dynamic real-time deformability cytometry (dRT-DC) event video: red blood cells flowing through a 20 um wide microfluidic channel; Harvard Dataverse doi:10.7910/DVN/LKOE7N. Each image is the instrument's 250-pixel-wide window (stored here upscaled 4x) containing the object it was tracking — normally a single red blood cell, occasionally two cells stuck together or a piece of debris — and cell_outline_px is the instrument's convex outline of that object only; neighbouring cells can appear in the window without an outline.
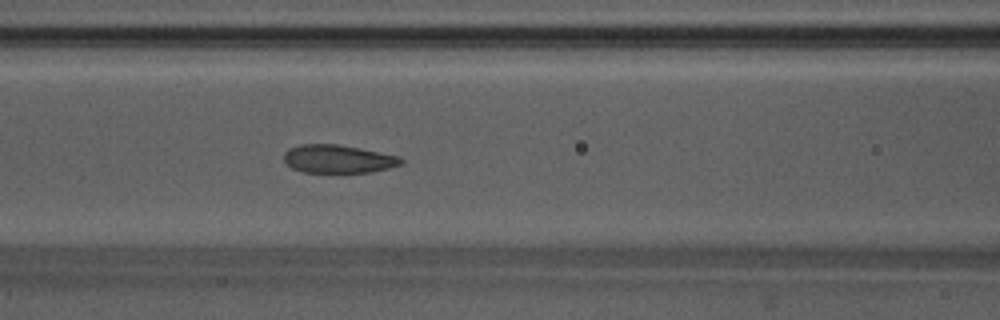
{"species": "Egyptian fruit bat (a non-hibernating species)", "species_latin": "Rousettus aegyptiacus", "temperature_condition": "warm", "stored_images_in_passage": 54, "camera_frame_rate_fps": 3000, "um_per_image_px": 0.085, "animal": {"sex": "male"}, "frame": {"image": 1, "passage_image": 21, "time_ms": 6.667, "image_size_px": [1000, 320], "cell_outline_px": [[404, 164], [372, 172], [304, 172], [292, 168], [284, 160], [284, 152], [288, 148], [300, 144], [336, 144], [360, 148], [400, 156], [404, 160]], "centroid_in_image_um": [28.76, 13.5], "position_along_channel_um": 137.8, "area_um2": 19.31}}
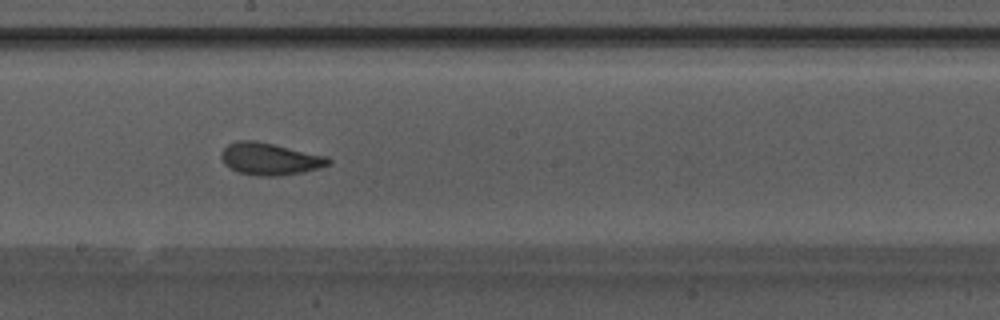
{"frame": {"image": 2, "passage_image": 28, "time_ms": 9.0, "image_size_px": [1000, 320], "cell_outline_px": [[332, 164], [320, 168], [280, 176], [256, 176], [240, 172], [224, 164], [220, 156], [220, 152], [228, 144], [236, 140], [256, 140], [328, 156], [332, 160]], "centroid_in_image_um": [22.96, 13.5], "position_along_channel_um": 225.2, "area_um2": 20.23}}
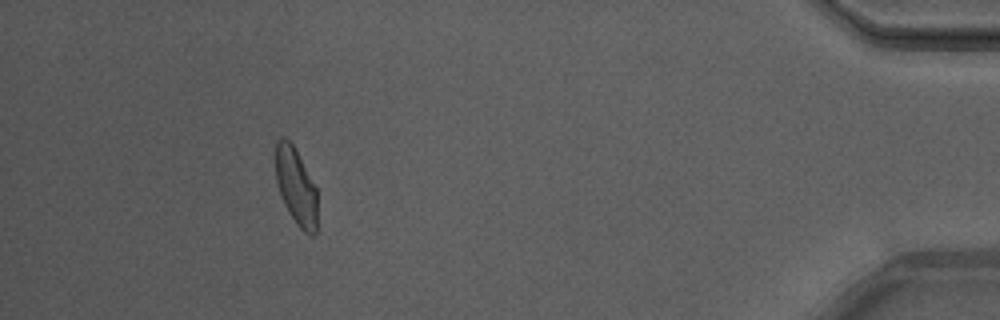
{"frame": {"image": 3, "passage_image": 48, "time_ms": 15.667, "image_size_px": [1000, 320], "cell_outline_px": [[316, 236], [312, 236], [304, 232], [296, 224], [288, 212], [280, 196], [276, 180], [276, 140], [280, 136], [284, 136], [292, 144], [316, 188]], "centroid_in_image_um": [25.14, 15.88], "position_along_channel_um": 410.1, "area_um2": 18.55}, "authors_computed_cell_mechanics": {"area_um2": 19.9121, "velocity_mm_per_s": 3.7519, "shape_relaxation_time_tau1_ms": 7.3489, "shape_relaxation_time_tau2_ms": 1.3608, "deformation_change_tau1": 0.1813, "deformation_change_tau2": 0.0616}}